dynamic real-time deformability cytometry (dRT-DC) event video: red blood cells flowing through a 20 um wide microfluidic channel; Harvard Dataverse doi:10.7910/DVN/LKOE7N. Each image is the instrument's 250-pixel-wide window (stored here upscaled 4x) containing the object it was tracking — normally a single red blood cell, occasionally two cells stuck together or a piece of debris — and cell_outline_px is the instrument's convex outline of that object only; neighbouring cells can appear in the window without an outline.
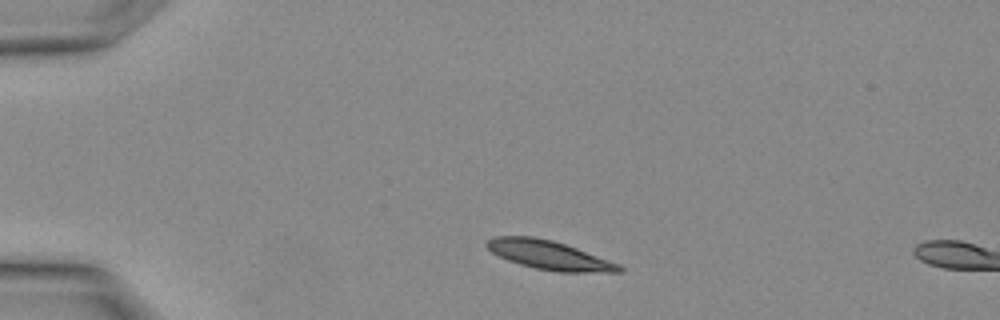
{"species": "Egyptian fruit bat (a non-hibernating species)", "species_latin": "Rousettus aegyptiacus", "temperature_condition": "warm", "stored_images_in_passage": 2, "camera_frame_rate_fps": 3000, "um_per_image_px": 0.085, "animal": {"sex": "female"}, "frame": {"image": 1, "passage_image": 1, "time_ms": 0.0, "image_size_px": [1000, 320], "cell_outline_px": [[624, 272], [560, 272], [536, 268], [520, 264], [508, 260], [492, 252], [484, 244], [488, 240], [496, 236], [532, 236], [552, 240], [576, 248], [620, 264], [624, 268]], "centroid_in_image_um": [46.7, 21.68], "position_along_channel_um": 38.3, "area_um2": 22.08}}